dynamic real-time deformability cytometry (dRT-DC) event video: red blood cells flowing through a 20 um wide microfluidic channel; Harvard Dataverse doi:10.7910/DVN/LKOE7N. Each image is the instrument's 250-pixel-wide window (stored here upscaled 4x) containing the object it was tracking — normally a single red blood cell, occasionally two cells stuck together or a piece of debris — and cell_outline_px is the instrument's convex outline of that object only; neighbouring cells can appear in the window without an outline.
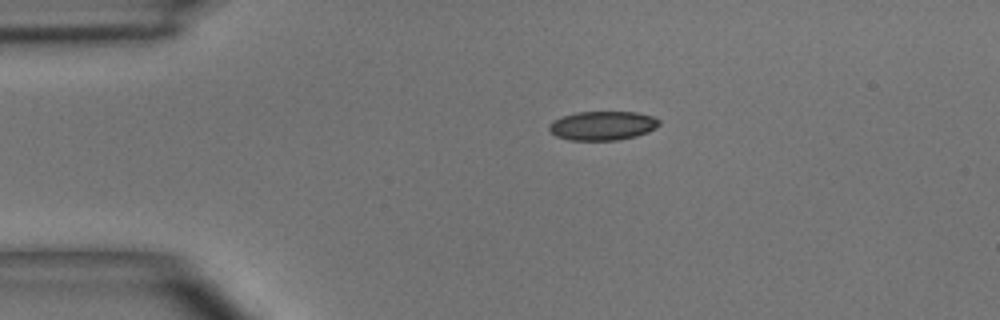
{"species": "common noctule bat (a hibernating species)", "species_latin": "Nyctalus noctula", "temperature_condition": "room temperature", "stored_images_in_passage": 3, "segment_of_instrument_passage": [1, 2], "camera_frame_rate_fps": 3000, "um_per_image_px": 0.085, "animal": {"sex": "male", "body_mass_g": 15.6}, "frame": {"image": 1, "passage_image": 1, "time_ms": 0.0, "image_size_px": [1000, 320], "cell_outline_px": [[660, 124], [656, 128], [648, 132], [636, 136], [620, 140], [568, 140], [556, 136], [548, 128], [548, 124], [552, 120], [576, 112], [636, 112], [652, 116], [660, 120]], "centroid_in_image_um": [51.22, 10.68], "position_along_channel_um": 33.8, "area_um2": 18.73}}